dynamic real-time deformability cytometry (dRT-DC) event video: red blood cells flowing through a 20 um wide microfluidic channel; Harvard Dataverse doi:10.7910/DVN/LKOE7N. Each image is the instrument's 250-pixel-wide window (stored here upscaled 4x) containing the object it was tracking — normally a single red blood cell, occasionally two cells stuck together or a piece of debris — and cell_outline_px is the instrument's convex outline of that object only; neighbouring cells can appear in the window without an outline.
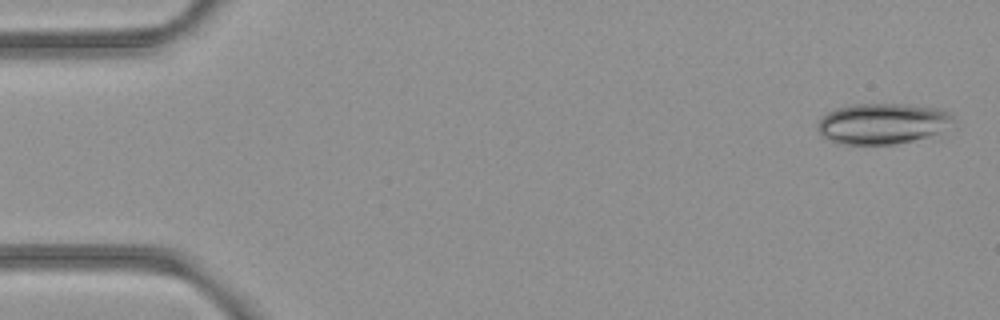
{"species": "common noctule bat (a hibernating species)", "species_latin": "Nyctalus noctula", "temperature_condition": "room temperature", "stored_images_in_passage": 4, "camera_frame_rate_fps": 3000, "um_per_image_px": 0.085, "animal": {"sex": "female", "body_mass_g": 21.9}, "frame": {"image": 1, "passage_image": 1, "time_ms": 0.0, "image_size_px": [1000, 320], "cell_outline_px": [[952, 116], [940, 132], [928, 136], [896, 144], [848, 144], [824, 136], [816, 128], [820, 116], [836, 108], [852, 104], [904, 104], [936, 108], [952, 112]], "centroid_in_image_um": [74.96, 10.48], "position_along_channel_um": 10.0, "area_um2": 31.56}}